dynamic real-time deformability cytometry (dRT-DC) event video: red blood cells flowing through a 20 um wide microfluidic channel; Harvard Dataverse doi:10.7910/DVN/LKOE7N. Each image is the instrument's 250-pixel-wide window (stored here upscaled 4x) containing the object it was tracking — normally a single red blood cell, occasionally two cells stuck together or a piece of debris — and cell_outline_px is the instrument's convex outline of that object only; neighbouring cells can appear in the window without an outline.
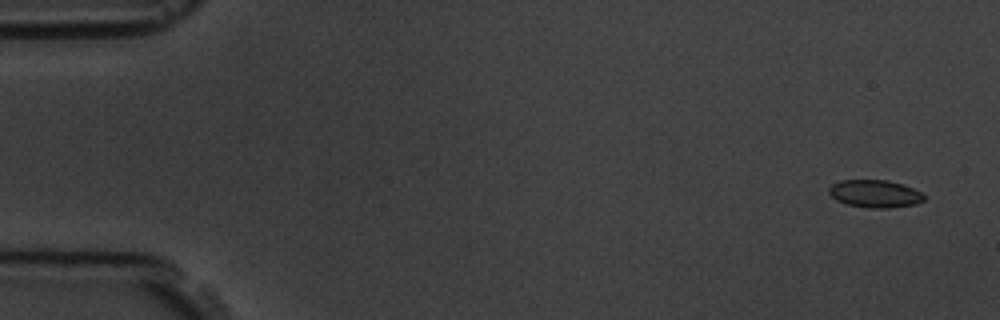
{"species": "common noctule bat (a hibernating species)", "species_latin": "Nyctalus noctula", "temperature_condition": "room temperature", "stored_images_in_passage": 5, "camera_frame_rate_fps": 3000, "um_per_image_px": 0.085, "animal": {"sex": "male", "body_mass_g": 19.5, "forearm_length_mm": 54.6}, "frame": {"image": 1, "passage_image": 1, "time_ms": 0.0, "image_size_px": [1000, 320], "cell_outline_px": [[924, 200], [916, 204], [888, 208], [868, 208], [848, 204], [836, 200], [828, 192], [828, 188], [832, 184], [840, 180], [888, 180], [904, 184], [920, 192], [924, 196]], "centroid_in_image_um": [74.36, 16.46], "position_along_channel_um": 10.6, "area_um2": 15.32}}
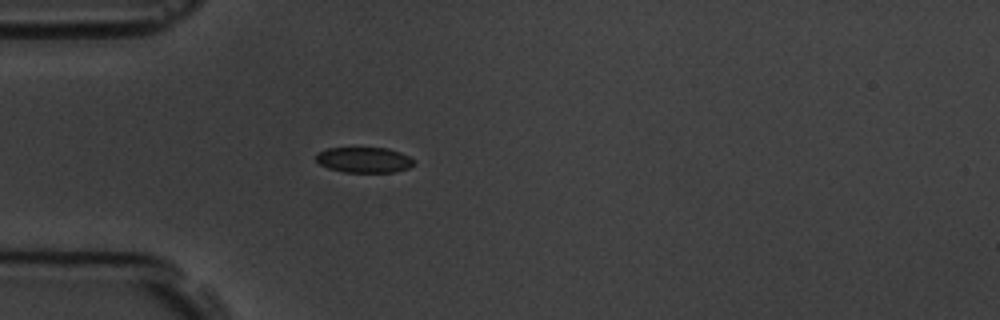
{"frame": {"image": 2, "passage_image": 5, "time_ms": 4.667, "image_size_px": [1000, 320], "cell_outline_px": [[416, 160], [408, 168], [396, 172], [344, 172], [328, 168], [320, 164], [316, 160], [316, 152], [328, 148], [388, 148], [400, 152]], "centroid_in_image_um": [30.94, 13.59], "position_along_channel_um": 54.1, "area_um2": 14.57}}